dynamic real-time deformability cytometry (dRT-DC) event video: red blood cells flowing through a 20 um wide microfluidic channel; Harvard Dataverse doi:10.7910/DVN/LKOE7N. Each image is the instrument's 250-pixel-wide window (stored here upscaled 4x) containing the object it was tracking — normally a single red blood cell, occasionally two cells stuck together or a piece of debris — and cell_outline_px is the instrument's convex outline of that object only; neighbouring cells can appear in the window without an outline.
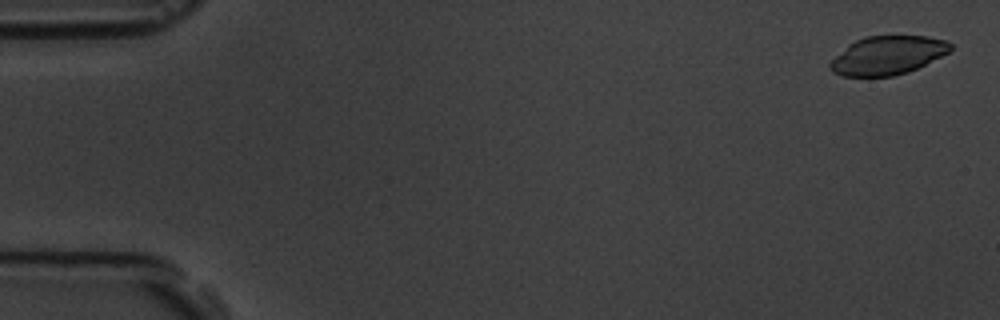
{"species": "common noctule bat (a hibernating species)", "species_latin": "Nyctalus noctula", "temperature_condition": "room temperature", "stored_images_in_passage": 58, "camera_frame_rate_fps": 3000, "um_per_image_px": 0.085, "animal": {"sex": "male", "body_mass_g": 19.5, "forearm_length_mm": 54.6}, "frame": {"image": 1, "passage_image": 2, "time_ms": 0.333, "image_size_px": [1000, 320], "cell_outline_px": [[952, 48], [948, 52], [908, 72], [892, 76], [840, 76], [832, 72], [828, 68], [828, 64], [848, 44], [864, 36], [928, 36], [948, 40], [952, 44]], "centroid_in_image_um": [75.42, 4.7], "position_along_channel_um": 9.6, "area_um2": 26.99}}